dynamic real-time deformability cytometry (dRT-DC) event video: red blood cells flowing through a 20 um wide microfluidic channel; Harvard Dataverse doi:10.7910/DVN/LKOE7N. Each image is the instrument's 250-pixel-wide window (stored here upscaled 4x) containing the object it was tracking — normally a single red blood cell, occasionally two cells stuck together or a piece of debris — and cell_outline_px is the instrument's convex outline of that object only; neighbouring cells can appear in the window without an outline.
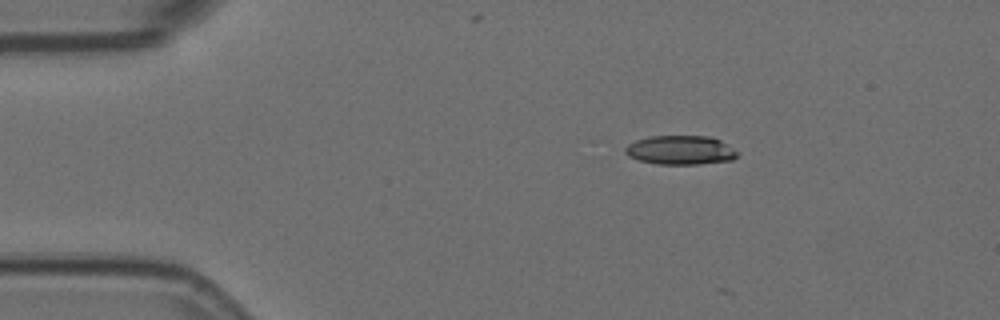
{"species": "Egyptian fruit bat (a non-hibernating species)", "species_latin": "Rousettus aegyptiacus", "temperature_condition": "room temperature", "stored_images_in_passage": 4, "camera_frame_rate_fps": 3000, "um_per_image_px": 0.085, "animal": {"sex": "female"}, "frame": {"image": 1, "passage_image": 1, "time_ms": 0.0, "image_size_px": [1000, 320], "cell_outline_px": [[740, 152], [732, 160], [700, 164], [656, 164], [640, 160], [628, 156], [624, 152], [624, 148], [628, 144], [636, 140], [648, 136], [708, 136], [720, 140]], "centroid_in_image_um": [57.83, 12.76], "position_along_channel_um": 27.2, "area_um2": 19.07}}